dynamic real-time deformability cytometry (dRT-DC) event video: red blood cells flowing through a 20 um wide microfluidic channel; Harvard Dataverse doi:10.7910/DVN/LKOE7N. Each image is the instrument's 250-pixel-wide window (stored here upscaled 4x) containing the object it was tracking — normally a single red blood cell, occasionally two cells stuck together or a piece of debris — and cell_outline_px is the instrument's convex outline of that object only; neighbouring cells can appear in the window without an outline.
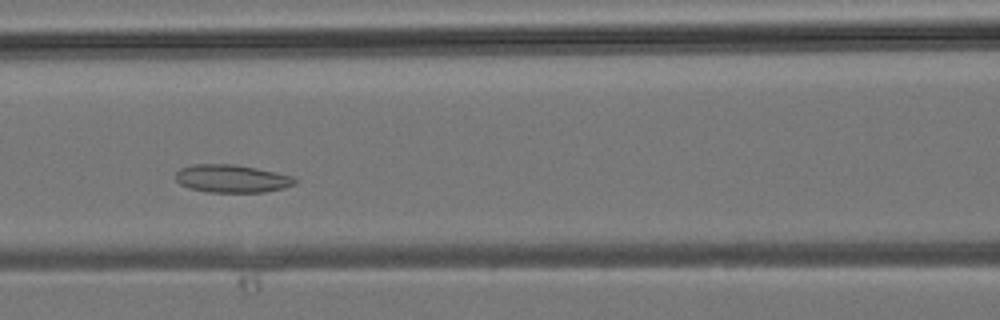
{"species": "common noctule bat (a hibernating species)", "species_latin": "Nyctalus noctula", "temperature_condition": "room temperature", "stored_images_in_passage": 27, "camera_frame_rate_fps": 3000, "um_per_image_px": 0.085, "animal": {"sex": "male", "body_mass_g": 19.2, "forearm_length_mm": 51.8}, "frame": {"image": 1, "passage_image": 12, "time_ms": 3.667, "image_size_px": [1000, 320], "cell_outline_px": [[296, 184], [284, 188], [264, 192], [208, 192], [192, 188], [180, 184], [176, 180], [176, 172], [180, 168], [192, 164], [232, 164], [256, 168], [296, 176]], "centroid_in_image_um": [19.74, 15.18], "position_along_channel_um": 146.9, "area_um2": 19.42}}
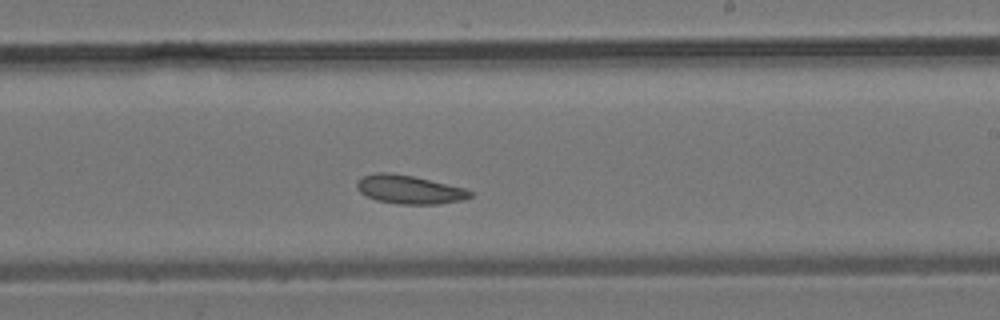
{"frame": {"image": 2, "passage_image": 18, "time_ms": 5.667, "image_size_px": [1000, 320], "cell_outline_px": [[472, 196], [464, 200], [440, 204], [400, 204], [376, 200], [360, 192], [356, 188], [356, 180], [364, 176], [376, 172], [388, 172], [412, 176], [464, 188], [472, 192]], "centroid_in_image_um": [34.77, 16.11], "position_along_channel_um": 254.2, "area_um2": 18.79}}
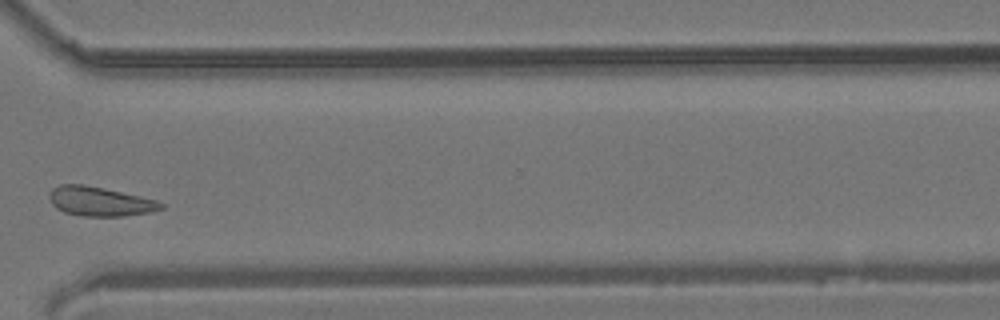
{"frame": {"image": 3, "passage_image": 24, "time_ms": 7.667, "image_size_px": [1000, 320], "cell_outline_px": [[164, 208], [152, 212], [124, 216], [80, 216], [64, 212], [56, 208], [52, 204], [48, 196], [52, 188], [60, 184], [84, 184], [140, 196], [156, 200], [164, 204]], "centroid_in_image_um": [8.48, 17.12], "position_along_channel_um": 362.1, "area_um2": 19.13}}